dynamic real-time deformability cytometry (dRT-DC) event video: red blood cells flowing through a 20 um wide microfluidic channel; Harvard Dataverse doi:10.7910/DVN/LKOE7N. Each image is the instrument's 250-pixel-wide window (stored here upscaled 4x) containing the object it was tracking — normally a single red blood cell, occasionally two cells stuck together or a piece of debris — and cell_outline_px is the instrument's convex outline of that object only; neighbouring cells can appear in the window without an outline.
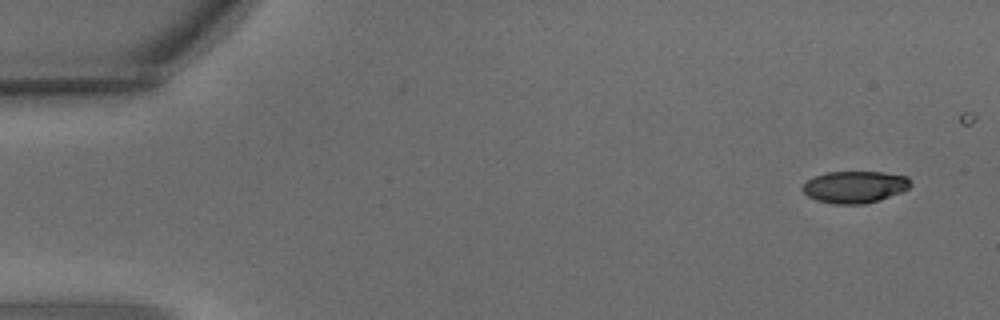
{"species": "common noctule bat (a hibernating species)", "species_latin": "Nyctalus noctula", "temperature_condition": "warm", "stored_images_in_passage": 7, "camera_frame_rate_fps": 3000, "um_per_image_px": 0.085, "animal": {"sex": "male", "body_mass_g": 15.6}, "frame": {"image": 1, "passage_image": 1, "time_ms": 0.0, "image_size_px": [1000, 320], "cell_outline_px": [[912, 184], [908, 188], [900, 192], [880, 200], [864, 204], [832, 204], [816, 200], [808, 196], [800, 188], [808, 180], [816, 176], [828, 172], [884, 172], [908, 176]], "centroid_in_image_um": [72.66, 15.89], "position_along_channel_um": 12.3, "area_um2": 20.11}}
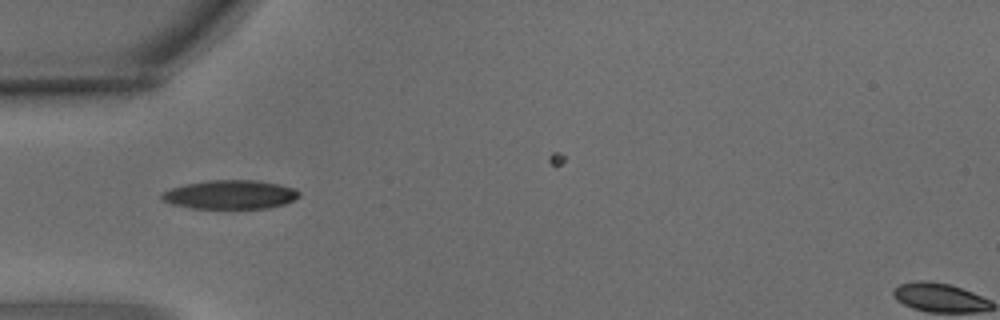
{"frame": {"image": 2, "passage_image": 5, "time_ms": 1.333, "image_size_px": [1000, 320], "cell_outline_px": [[300, 196], [284, 204], [268, 208], [192, 208], [172, 204], [164, 200], [160, 196], [164, 192], [172, 188], [184, 184], [208, 180], [256, 180], [296, 188], [300, 192]], "centroid_in_image_um": [19.59, 16.53], "position_along_channel_um": 65.4, "area_um2": 22.95}}
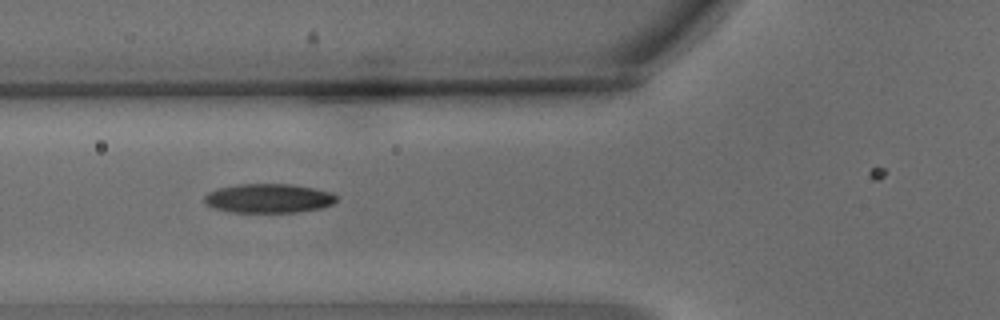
{"frame": {"image": 3, "passage_image": 6, "time_ms": 1.667, "image_size_px": [1000, 320], "cell_outline_px": [[336, 200], [332, 204], [320, 208], [296, 212], [232, 212], [212, 208], [204, 200], [204, 196], [208, 192], [216, 188], [236, 184], [292, 184], [332, 192], [336, 196]], "centroid_in_image_um": [22.79, 16.85], "position_along_channel_um": 103.0, "area_um2": 22.43}}